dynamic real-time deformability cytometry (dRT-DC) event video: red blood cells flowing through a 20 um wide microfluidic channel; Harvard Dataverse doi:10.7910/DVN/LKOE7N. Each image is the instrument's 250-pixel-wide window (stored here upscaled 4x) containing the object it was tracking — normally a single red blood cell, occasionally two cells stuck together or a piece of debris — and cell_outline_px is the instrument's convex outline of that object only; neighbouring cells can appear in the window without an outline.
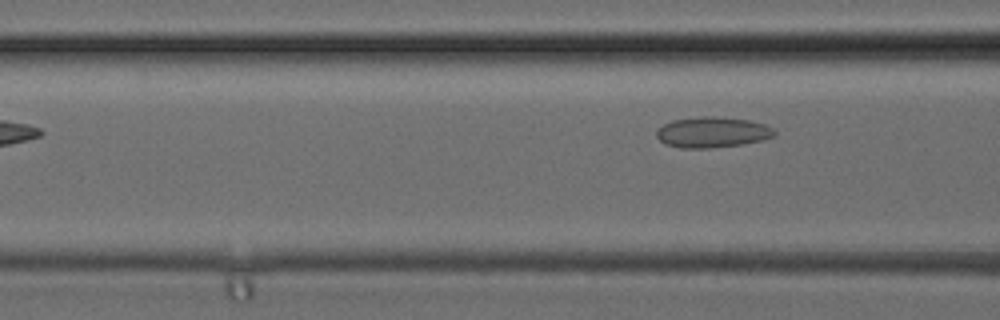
{"species": "common noctule bat (a hibernating species)", "species_latin": "Nyctalus noctula", "temperature_condition": "cold", "stored_images_in_passage": 3, "camera_frame_rate_fps": 3000, "um_per_image_px": 0.085, "animal": {"sex": "female", "body_mass_g": 24.6, "forearm_length_mm": 56.2}, "frame": {"image": 1, "passage_image": 3, "time_ms": 0.667, "image_size_px": [1000, 320], "cell_outline_px": [[776, 136], [764, 140], [744, 144], [708, 148], [680, 148], [664, 144], [656, 136], [656, 128], [672, 120], [700, 116], [708, 116], [748, 120], [764, 124], [772, 128], [776, 132]], "centroid_in_image_um": [60.53, 11.25], "position_along_channel_um": 106.1, "area_um2": 21.21}}